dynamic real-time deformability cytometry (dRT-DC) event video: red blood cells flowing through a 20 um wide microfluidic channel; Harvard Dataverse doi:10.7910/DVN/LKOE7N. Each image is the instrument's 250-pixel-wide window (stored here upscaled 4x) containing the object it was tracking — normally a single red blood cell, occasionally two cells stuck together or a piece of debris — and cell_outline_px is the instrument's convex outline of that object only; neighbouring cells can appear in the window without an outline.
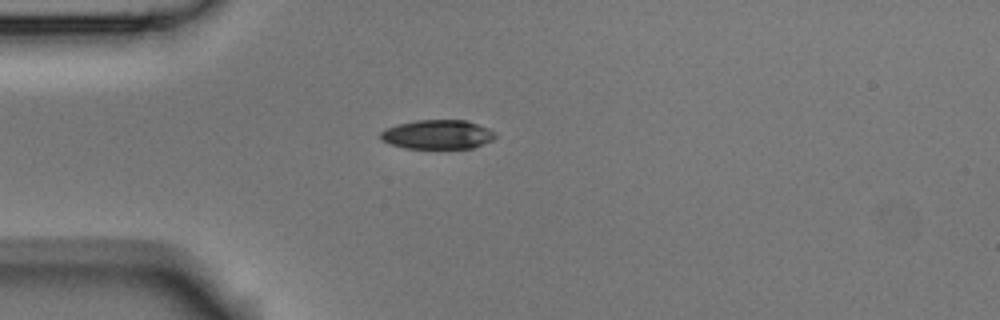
{"species": "Egyptian fruit bat (a non-hibernating species)", "species_latin": "Rousettus aegyptiacus", "temperature_condition": "room temperature", "stored_images_in_passage": 1, "camera_frame_rate_fps": 3000, "um_per_image_px": 0.085, "animal": {"sex": "male"}, "frame": {"image": 1, "passage_image": 1, "time_ms": 0.0, "image_size_px": [1000, 320], "cell_outline_px": [[496, 136], [492, 140], [472, 148], [404, 148], [388, 144], [380, 140], [380, 132], [396, 124], [416, 120], [468, 120], [488, 128], [496, 132]], "centroid_in_image_um": [37.17, 11.43], "position_along_channel_um": 47.8, "area_um2": 19.65}}